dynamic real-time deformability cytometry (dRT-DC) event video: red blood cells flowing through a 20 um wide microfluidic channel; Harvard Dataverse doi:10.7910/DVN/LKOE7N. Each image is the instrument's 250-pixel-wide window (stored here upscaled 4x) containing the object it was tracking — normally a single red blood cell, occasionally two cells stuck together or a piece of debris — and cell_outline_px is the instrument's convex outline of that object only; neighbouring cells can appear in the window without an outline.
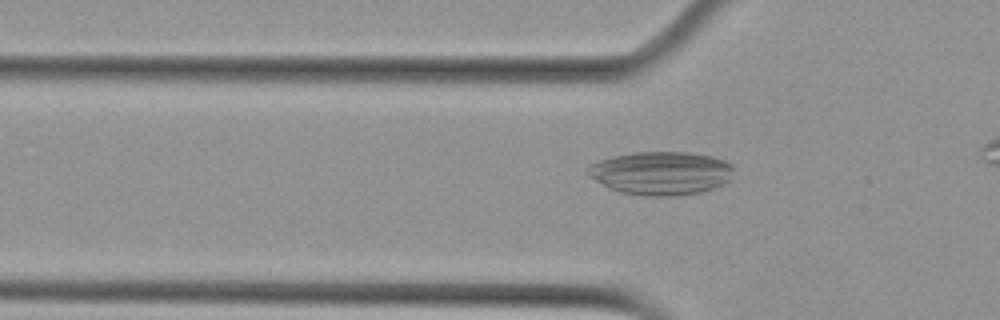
{"species": "Egyptian fruit bat (a non-hibernating species)", "species_latin": "Rousettus aegyptiacus", "temperature_condition": "cold", "stored_images_in_passage": 42, "camera_frame_rate_fps": 3000, "um_per_image_px": 0.085, "animal": {"sex": "female"}, "frame": {"image": 1, "passage_image": 12, "time_ms": 3.667, "image_size_px": [1000, 320], "cell_outline_px": [[732, 168], [728, 180], [712, 188], [700, 192], [676, 196], [644, 196], [620, 192], [608, 188], [588, 176], [584, 172], [584, 168], [588, 164], [612, 156], [632, 152], [688, 152], [712, 156], [724, 160], [732, 164]], "centroid_in_image_um": [56.09, 14.71], "position_along_channel_um": 69.7, "area_um2": 37.11}}
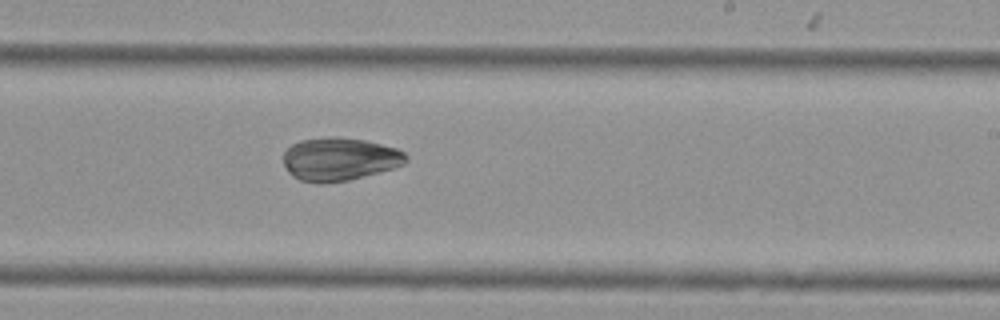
{"frame": {"image": 2, "passage_image": 28, "time_ms": 9.0, "image_size_px": [1000, 320], "cell_outline_px": [[408, 160], [404, 164], [396, 168], [348, 180], [324, 184], [316, 184], [300, 180], [292, 176], [288, 172], [284, 164], [284, 152], [292, 144], [300, 140], [328, 136], [336, 136], [364, 140], [396, 148], [404, 152], [408, 156]], "centroid_in_image_um": [28.86, 13.53], "position_along_channel_um": 260.1, "area_um2": 31.15}}
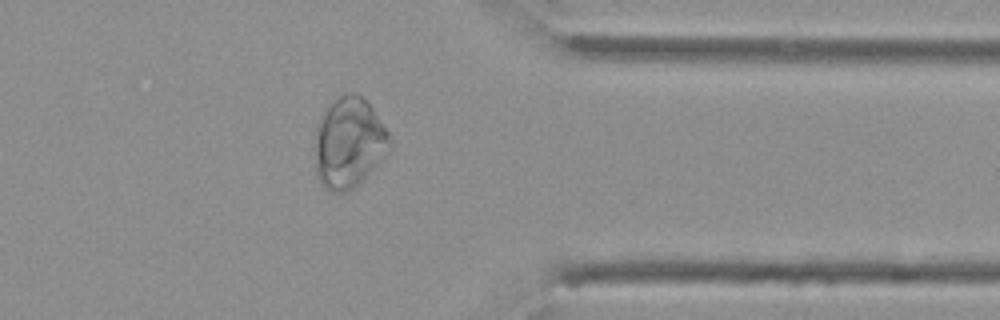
{"frame": {"image": 3, "passage_image": 39, "time_ms": 12.667, "image_size_px": [1000, 320], "cell_outline_px": [[388, 144], [376, 164], [348, 192], [328, 192], [320, 184], [316, 172], [316, 128], [324, 108], [332, 100], [348, 92], [356, 92], [372, 108], [388, 132]], "centroid_in_image_um": [29.57, 12.11], "position_along_channel_um": 381.8, "area_um2": 38.44}}